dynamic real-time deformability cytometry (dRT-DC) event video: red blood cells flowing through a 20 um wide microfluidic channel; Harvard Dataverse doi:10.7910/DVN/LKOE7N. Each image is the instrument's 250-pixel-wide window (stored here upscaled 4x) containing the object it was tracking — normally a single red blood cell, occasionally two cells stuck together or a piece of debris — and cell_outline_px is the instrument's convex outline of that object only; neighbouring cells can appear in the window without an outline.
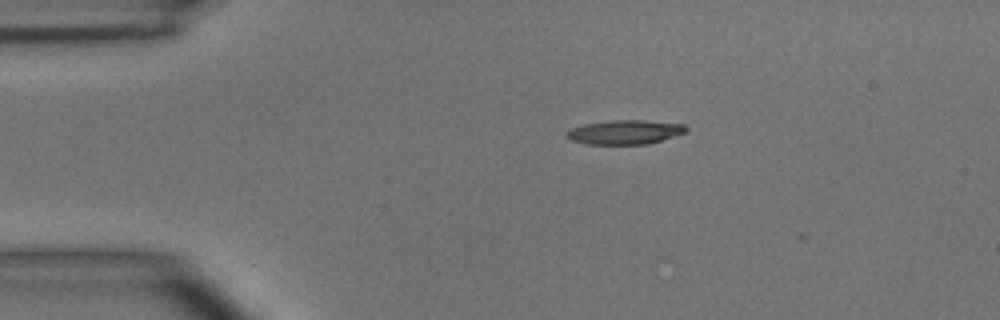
{"species": "common noctule bat (a hibernating species)", "species_latin": "Nyctalus noctula", "temperature_condition": "room temperature", "stored_images_in_passage": 2, "camera_frame_rate_fps": 3000, "um_per_image_px": 0.085, "animal": {"sex": "male", "body_mass_g": 15.6}, "frame": {"image": 1, "passage_image": 1, "time_ms": 0.0, "image_size_px": [1000, 320], "cell_outline_px": [[688, 132], [648, 144], [588, 144], [572, 140], [564, 132], [572, 128], [584, 124], [608, 120], [644, 120], [684, 124], [688, 128]], "centroid_in_image_um": [53.15, 11.22], "position_along_channel_um": 31.8, "area_um2": 16.88}}